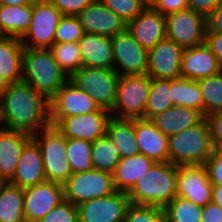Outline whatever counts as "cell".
<instances>
[{"instance_id": "1", "label": "cell", "mask_w": 222, "mask_h": 222, "mask_svg": "<svg viewBox=\"0 0 222 222\" xmlns=\"http://www.w3.org/2000/svg\"><path fill=\"white\" fill-rule=\"evenodd\" d=\"M3 128L30 135L50 125V101L24 81L9 83L0 96Z\"/></svg>"}, {"instance_id": "2", "label": "cell", "mask_w": 222, "mask_h": 222, "mask_svg": "<svg viewBox=\"0 0 222 222\" xmlns=\"http://www.w3.org/2000/svg\"><path fill=\"white\" fill-rule=\"evenodd\" d=\"M130 203L164 208L177 196V166L156 162L127 193Z\"/></svg>"}, {"instance_id": "3", "label": "cell", "mask_w": 222, "mask_h": 222, "mask_svg": "<svg viewBox=\"0 0 222 222\" xmlns=\"http://www.w3.org/2000/svg\"><path fill=\"white\" fill-rule=\"evenodd\" d=\"M69 77L59 67L50 49L25 48L22 56V81L50 100Z\"/></svg>"}, {"instance_id": "4", "label": "cell", "mask_w": 222, "mask_h": 222, "mask_svg": "<svg viewBox=\"0 0 222 222\" xmlns=\"http://www.w3.org/2000/svg\"><path fill=\"white\" fill-rule=\"evenodd\" d=\"M207 119L168 136L169 162L176 166L205 165L213 152Z\"/></svg>"}, {"instance_id": "5", "label": "cell", "mask_w": 222, "mask_h": 222, "mask_svg": "<svg viewBox=\"0 0 222 222\" xmlns=\"http://www.w3.org/2000/svg\"><path fill=\"white\" fill-rule=\"evenodd\" d=\"M31 137L40 147L46 181L64 184L73 174L66 155L67 137L51 124Z\"/></svg>"}, {"instance_id": "6", "label": "cell", "mask_w": 222, "mask_h": 222, "mask_svg": "<svg viewBox=\"0 0 222 222\" xmlns=\"http://www.w3.org/2000/svg\"><path fill=\"white\" fill-rule=\"evenodd\" d=\"M151 78L147 74L120 75L112 117L119 119H146ZM117 112V113H116Z\"/></svg>"}, {"instance_id": "7", "label": "cell", "mask_w": 222, "mask_h": 222, "mask_svg": "<svg viewBox=\"0 0 222 222\" xmlns=\"http://www.w3.org/2000/svg\"><path fill=\"white\" fill-rule=\"evenodd\" d=\"M119 76L114 69L81 67L69 80L86 91L99 108L111 112L116 101Z\"/></svg>"}, {"instance_id": "8", "label": "cell", "mask_w": 222, "mask_h": 222, "mask_svg": "<svg viewBox=\"0 0 222 222\" xmlns=\"http://www.w3.org/2000/svg\"><path fill=\"white\" fill-rule=\"evenodd\" d=\"M113 174L94 168L72 174L63 184L64 199L74 205L116 192Z\"/></svg>"}, {"instance_id": "9", "label": "cell", "mask_w": 222, "mask_h": 222, "mask_svg": "<svg viewBox=\"0 0 222 222\" xmlns=\"http://www.w3.org/2000/svg\"><path fill=\"white\" fill-rule=\"evenodd\" d=\"M61 11L49 0L33 3L32 21L27 32L20 38L25 48L50 49L55 43V33Z\"/></svg>"}, {"instance_id": "10", "label": "cell", "mask_w": 222, "mask_h": 222, "mask_svg": "<svg viewBox=\"0 0 222 222\" xmlns=\"http://www.w3.org/2000/svg\"><path fill=\"white\" fill-rule=\"evenodd\" d=\"M206 17L185 9L166 16V37L183 48L205 43Z\"/></svg>"}, {"instance_id": "11", "label": "cell", "mask_w": 222, "mask_h": 222, "mask_svg": "<svg viewBox=\"0 0 222 222\" xmlns=\"http://www.w3.org/2000/svg\"><path fill=\"white\" fill-rule=\"evenodd\" d=\"M112 117L111 112L99 108L85 115H75L66 118H50V124L67 138L83 139L94 142L106 135L107 124Z\"/></svg>"}, {"instance_id": "12", "label": "cell", "mask_w": 222, "mask_h": 222, "mask_svg": "<svg viewBox=\"0 0 222 222\" xmlns=\"http://www.w3.org/2000/svg\"><path fill=\"white\" fill-rule=\"evenodd\" d=\"M111 41L114 70L119 75L146 74L148 69V51L127 30L111 37Z\"/></svg>"}, {"instance_id": "13", "label": "cell", "mask_w": 222, "mask_h": 222, "mask_svg": "<svg viewBox=\"0 0 222 222\" xmlns=\"http://www.w3.org/2000/svg\"><path fill=\"white\" fill-rule=\"evenodd\" d=\"M129 204L128 194L120 191L88 200L77 206L78 222H124Z\"/></svg>"}, {"instance_id": "14", "label": "cell", "mask_w": 222, "mask_h": 222, "mask_svg": "<svg viewBox=\"0 0 222 222\" xmlns=\"http://www.w3.org/2000/svg\"><path fill=\"white\" fill-rule=\"evenodd\" d=\"M184 48L167 37L148 51V69L151 79L172 80L181 78V61Z\"/></svg>"}, {"instance_id": "15", "label": "cell", "mask_w": 222, "mask_h": 222, "mask_svg": "<svg viewBox=\"0 0 222 222\" xmlns=\"http://www.w3.org/2000/svg\"><path fill=\"white\" fill-rule=\"evenodd\" d=\"M212 188L205 165L177 166V196L204 207L212 202Z\"/></svg>"}, {"instance_id": "16", "label": "cell", "mask_w": 222, "mask_h": 222, "mask_svg": "<svg viewBox=\"0 0 222 222\" xmlns=\"http://www.w3.org/2000/svg\"><path fill=\"white\" fill-rule=\"evenodd\" d=\"M64 200L63 184L45 181L24 189V217L26 222H39Z\"/></svg>"}, {"instance_id": "17", "label": "cell", "mask_w": 222, "mask_h": 222, "mask_svg": "<svg viewBox=\"0 0 222 222\" xmlns=\"http://www.w3.org/2000/svg\"><path fill=\"white\" fill-rule=\"evenodd\" d=\"M49 101L50 118L85 115L99 109L92 97L70 80Z\"/></svg>"}, {"instance_id": "18", "label": "cell", "mask_w": 222, "mask_h": 222, "mask_svg": "<svg viewBox=\"0 0 222 222\" xmlns=\"http://www.w3.org/2000/svg\"><path fill=\"white\" fill-rule=\"evenodd\" d=\"M87 34L113 37L126 30L127 24L100 0L89 4L78 15Z\"/></svg>"}, {"instance_id": "19", "label": "cell", "mask_w": 222, "mask_h": 222, "mask_svg": "<svg viewBox=\"0 0 222 222\" xmlns=\"http://www.w3.org/2000/svg\"><path fill=\"white\" fill-rule=\"evenodd\" d=\"M126 30L147 51L166 38V16L154 8H145L127 23Z\"/></svg>"}, {"instance_id": "20", "label": "cell", "mask_w": 222, "mask_h": 222, "mask_svg": "<svg viewBox=\"0 0 222 222\" xmlns=\"http://www.w3.org/2000/svg\"><path fill=\"white\" fill-rule=\"evenodd\" d=\"M46 181L40 147L31 137L24 145L16 171L9 183L28 188Z\"/></svg>"}, {"instance_id": "21", "label": "cell", "mask_w": 222, "mask_h": 222, "mask_svg": "<svg viewBox=\"0 0 222 222\" xmlns=\"http://www.w3.org/2000/svg\"><path fill=\"white\" fill-rule=\"evenodd\" d=\"M134 131L140 154L155 162H169L168 136L150 119H134Z\"/></svg>"}, {"instance_id": "22", "label": "cell", "mask_w": 222, "mask_h": 222, "mask_svg": "<svg viewBox=\"0 0 222 222\" xmlns=\"http://www.w3.org/2000/svg\"><path fill=\"white\" fill-rule=\"evenodd\" d=\"M222 67L205 44L184 48L181 61V78L199 80L219 73Z\"/></svg>"}, {"instance_id": "23", "label": "cell", "mask_w": 222, "mask_h": 222, "mask_svg": "<svg viewBox=\"0 0 222 222\" xmlns=\"http://www.w3.org/2000/svg\"><path fill=\"white\" fill-rule=\"evenodd\" d=\"M30 138L27 132L0 128V177L4 182L15 174L22 149Z\"/></svg>"}, {"instance_id": "24", "label": "cell", "mask_w": 222, "mask_h": 222, "mask_svg": "<svg viewBox=\"0 0 222 222\" xmlns=\"http://www.w3.org/2000/svg\"><path fill=\"white\" fill-rule=\"evenodd\" d=\"M78 43L82 67L114 69L111 37L85 33Z\"/></svg>"}, {"instance_id": "25", "label": "cell", "mask_w": 222, "mask_h": 222, "mask_svg": "<svg viewBox=\"0 0 222 222\" xmlns=\"http://www.w3.org/2000/svg\"><path fill=\"white\" fill-rule=\"evenodd\" d=\"M204 118V114L196 109L174 105L150 120L163 134L170 136L197 125Z\"/></svg>"}, {"instance_id": "26", "label": "cell", "mask_w": 222, "mask_h": 222, "mask_svg": "<svg viewBox=\"0 0 222 222\" xmlns=\"http://www.w3.org/2000/svg\"><path fill=\"white\" fill-rule=\"evenodd\" d=\"M24 49L20 38L0 36V74L9 83L22 81Z\"/></svg>"}, {"instance_id": "27", "label": "cell", "mask_w": 222, "mask_h": 222, "mask_svg": "<svg viewBox=\"0 0 222 222\" xmlns=\"http://www.w3.org/2000/svg\"><path fill=\"white\" fill-rule=\"evenodd\" d=\"M156 162L143 154L120 159L113 173L117 191L128 193L138 178L148 171Z\"/></svg>"}, {"instance_id": "28", "label": "cell", "mask_w": 222, "mask_h": 222, "mask_svg": "<svg viewBox=\"0 0 222 222\" xmlns=\"http://www.w3.org/2000/svg\"><path fill=\"white\" fill-rule=\"evenodd\" d=\"M33 4L0 5V36L21 38L32 21Z\"/></svg>"}, {"instance_id": "29", "label": "cell", "mask_w": 222, "mask_h": 222, "mask_svg": "<svg viewBox=\"0 0 222 222\" xmlns=\"http://www.w3.org/2000/svg\"><path fill=\"white\" fill-rule=\"evenodd\" d=\"M106 134L118 149L120 159L139 154L134 131V119L111 117L107 124Z\"/></svg>"}, {"instance_id": "30", "label": "cell", "mask_w": 222, "mask_h": 222, "mask_svg": "<svg viewBox=\"0 0 222 222\" xmlns=\"http://www.w3.org/2000/svg\"><path fill=\"white\" fill-rule=\"evenodd\" d=\"M24 189L9 182L0 185V222H26Z\"/></svg>"}, {"instance_id": "31", "label": "cell", "mask_w": 222, "mask_h": 222, "mask_svg": "<svg viewBox=\"0 0 222 222\" xmlns=\"http://www.w3.org/2000/svg\"><path fill=\"white\" fill-rule=\"evenodd\" d=\"M174 105L189 107L203 113V98L197 81L185 78L171 80Z\"/></svg>"}, {"instance_id": "32", "label": "cell", "mask_w": 222, "mask_h": 222, "mask_svg": "<svg viewBox=\"0 0 222 222\" xmlns=\"http://www.w3.org/2000/svg\"><path fill=\"white\" fill-rule=\"evenodd\" d=\"M91 158L94 169L112 174L120 161L118 149L107 134L92 142Z\"/></svg>"}, {"instance_id": "33", "label": "cell", "mask_w": 222, "mask_h": 222, "mask_svg": "<svg viewBox=\"0 0 222 222\" xmlns=\"http://www.w3.org/2000/svg\"><path fill=\"white\" fill-rule=\"evenodd\" d=\"M171 80L151 79L146 105V119L166 111L174 106Z\"/></svg>"}, {"instance_id": "34", "label": "cell", "mask_w": 222, "mask_h": 222, "mask_svg": "<svg viewBox=\"0 0 222 222\" xmlns=\"http://www.w3.org/2000/svg\"><path fill=\"white\" fill-rule=\"evenodd\" d=\"M203 207L176 196L164 208L165 222H202Z\"/></svg>"}, {"instance_id": "35", "label": "cell", "mask_w": 222, "mask_h": 222, "mask_svg": "<svg viewBox=\"0 0 222 222\" xmlns=\"http://www.w3.org/2000/svg\"><path fill=\"white\" fill-rule=\"evenodd\" d=\"M203 98V114L222 111V70L212 76L197 80Z\"/></svg>"}, {"instance_id": "36", "label": "cell", "mask_w": 222, "mask_h": 222, "mask_svg": "<svg viewBox=\"0 0 222 222\" xmlns=\"http://www.w3.org/2000/svg\"><path fill=\"white\" fill-rule=\"evenodd\" d=\"M91 148L90 141L67 138L66 155L73 174L93 168Z\"/></svg>"}, {"instance_id": "37", "label": "cell", "mask_w": 222, "mask_h": 222, "mask_svg": "<svg viewBox=\"0 0 222 222\" xmlns=\"http://www.w3.org/2000/svg\"><path fill=\"white\" fill-rule=\"evenodd\" d=\"M50 51L68 77L82 67L79 43H54Z\"/></svg>"}, {"instance_id": "38", "label": "cell", "mask_w": 222, "mask_h": 222, "mask_svg": "<svg viewBox=\"0 0 222 222\" xmlns=\"http://www.w3.org/2000/svg\"><path fill=\"white\" fill-rule=\"evenodd\" d=\"M85 34L78 16L63 15L55 33V43H78Z\"/></svg>"}, {"instance_id": "39", "label": "cell", "mask_w": 222, "mask_h": 222, "mask_svg": "<svg viewBox=\"0 0 222 222\" xmlns=\"http://www.w3.org/2000/svg\"><path fill=\"white\" fill-rule=\"evenodd\" d=\"M124 222H165L164 210L154 205L130 203Z\"/></svg>"}, {"instance_id": "40", "label": "cell", "mask_w": 222, "mask_h": 222, "mask_svg": "<svg viewBox=\"0 0 222 222\" xmlns=\"http://www.w3.org/2000/svg\"><path fill=\"white\" fill-rule=\"evenodd\" d=\"M100 2L117 14L126 24L145 9L143 0H100Z\"/></svg>"}, {"instance_id": "41", "label": "cell", "mask_w": 222, "mask_h": 222, "mask_svg": "<svg viewBox=\"0 0 222 222\" xmlns=\"http://www.w3.org/2000/svg\"><path fill=\"white\" fill-rule=\"evenodd\" d=\"M39 222H78L77 206L64 199Z\"/></svg>"}, {"instance_id": "42", "label": "cell", "mask_w": 222, "mask_h": 222, "mask_svg": "<svg viewBox=\"0 0 222 222\" xmlns=\"http://www.w3.org/2000/svg\"><path fill=\"white\" fill-rule=\"evenodd\" d=\"M212 184L222 185V150L213 149L205 164Z\"/></svg>"}, {"instance_id": "43", "label": "cell", "mask_w": 222, "mask_h": 222, "mask_svg": "<svg viewBox=\"0 0 222 222\" xmlns=\"http://www.w3.org/2000/svg\"><path fill=\"white\" fill-rule=\"evenodd\" d=\"M207 119L213 147L222 150V111L205 116Z\"/></svg>"}, {"instance_id": "44", "label": "cell", "mask_w": 222, "mask_h": 222, "mask_svg": "<svg viewBox=\"0 0 222 222\" xmlns=\"http://www.w3.org/2000/svg\"><path fill=\"white\" fill-rule=\"evenodd\" d=\"M62 13V15L77 16L95 0H49Z\"/></svg>"}, {"instance_id": "45", "label": "cell", "mask_w": 222, "mask_h": 222, "mask_svg": "<svg viewBox=\"0 0 222 222\" xmlns=\"http://www.w3.org/2000/svg\"><path fill=\"white\" fill-rule=\"evenodd\" d=\"M188 8L187 0H160L154 7L156 11L167 16Z\"/></svg>"}, {"instance_id": "46", "label": "cell", "mask_w": 222, "mask_h": 222, "mask_svg": "<svg viewBox=\"0 0 222 222\" xmlns=\"http://www.w3.org/2000/svg\"><path fill=\"white\" fill-rule=\"evenodd\" d=\"M205 44L210 48L219 65L222 67V34L205 32Z\"/></svg>"}, {"instance_id": "47", "label": "cell", "mask_w": 222, "mask_h": 222, "mask_svg": "<svg viewBox=\"0 0 222 222\" xmlns=\"http://www.w3.org/2000/svg\"><path fill=\"white\" fill-rule=\"evenodd\" d=\"M206 32L222 34V1L206 17Z\"/></svg>"}, {"instance_id": "48", "label": "cell", "mask_w": 222, "mask_h": 222, "mask_svg": "<svg viewBox=\"0 0 222 222\" xmlns=\"http://www.w3.org/2000/svg\"><path fill=\"white\" fill-rule=\"evenodd\" d=\"M222 0H187L188 8L207 17Z\"/></svg>"}, {"instance_id": "49", "label": "cell", "mask_w": 222, "mask_h": 222, "mask_svg": "<svg viewBox=\"0 0 222 222\" xmlns=\"http://www.w3.org/2000/svg\"><path fill=\"white\" fill-rule=\"evenodd\" d=\"M202 222H222V209L219 205L210 202L202 209Z\"/></svg>"}, {"instance_id": "50", "label": "cell", "mask_w": 222, "mask_h": 222, "mask_svg": "<svg viewBox=\"0 0 222 222\" xmlns=\"http://www.w3.org/2000/svg\"><path fill=\"white\" fill-rule=\"evenodd\" d=\"M212 202L219 205V207L222 209V185L213 184Z\"/></svg>"}, {"instance_id": "51", "label": "cell", "mask_w": 222, "mask_h": 222, "mask_svg": "<svg viewBox=\"0 0 222 222\" xmlns=\"http://www.w3.org/2000/svg\"><path fill=\"white\" fill-rule=\"evenodd\" d=\"M36 0H0V5L20 6L33 4Z\"/></svg>"}, {"instance_id": "52", "label": "cell", "mask_w": 222, "mask_h": 222, "mask_svg": "<svg viewBox=\"0 0 222 222\" xmlns=\"http://www.w3.org/2000/svg\"><path fill=\"white\" fill-rule=\"evenodd\" d=\"M9 82L0 74V96L7 89Z\"/></svg>"}, {"instance_id": "53", "label": "cell", "mask_w": 222, "mask_h": 222, "mask_svg": "<svg viewBox=\"0 0 222 222\" xmlns=\"http://www.w3.org/2000/svg\"><path fill=\"white\" fill-rule=\"evenodd\" d=\"M160 0H143L145 8H154Z\"/></svg>"}, {"instance_id": "54", "label": "cell", "mask_w": 222, "mask_h": 222, "mask_svg": "<svg viewBox=\"0 0 222 222\" xmlns=\"http://www.w3.org/2000/svg\"><path fill=\"white\" fill-rule=\"evenodd\" d=\"M3 182H4L3 179L0 177V185H1Z\"/></svg>"}]
</instances>
